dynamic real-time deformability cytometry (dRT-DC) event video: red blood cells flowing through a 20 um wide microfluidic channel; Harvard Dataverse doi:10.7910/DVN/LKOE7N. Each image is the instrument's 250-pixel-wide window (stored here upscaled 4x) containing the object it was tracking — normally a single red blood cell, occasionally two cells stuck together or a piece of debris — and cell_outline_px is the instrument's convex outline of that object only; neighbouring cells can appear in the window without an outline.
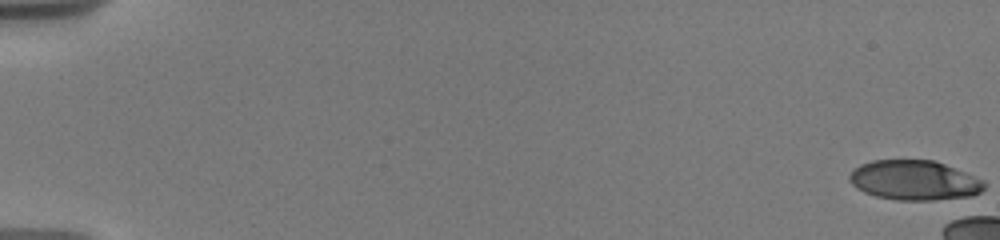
{"species": "human", "species_latin": "Homo sapiens", "temperature_condition": "warm", "stored_images_in_passage": 5, "camera_frame_rate_fps": 3000, "um_per_image_px": 0.085, "donor": {"sex": "male"}, "frame": {"image": 1, "passage_image": 1, "time_ms": 0.0, "image_size_px": [1000, 240], "cell_outline_px": [[984, 188], [980, 192], [964, 200], [896, 200], [876, 196], [864, 192], [856, 188], [848, 180], [848, 176], [860, 164], [872, 160], [932, 160], [944, 164], [984, 180]], "centroid_in_image_um": [77.75, 15.35], "position_along_channel_um": 7.3, "area_um2": 31.56}}